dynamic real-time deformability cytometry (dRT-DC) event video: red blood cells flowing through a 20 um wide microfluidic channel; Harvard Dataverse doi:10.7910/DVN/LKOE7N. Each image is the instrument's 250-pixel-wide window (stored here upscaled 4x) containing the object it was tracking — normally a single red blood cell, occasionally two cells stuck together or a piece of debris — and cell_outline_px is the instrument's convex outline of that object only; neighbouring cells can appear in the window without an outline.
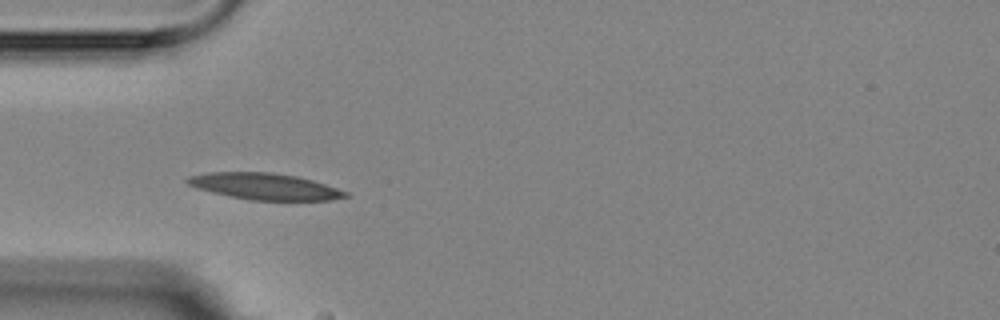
{"species": "Egyptian fruit bat (a non-hibernating species)", "species_latin": "Rousettus aegyptiacus", "temperature_condition": "room temperature", "stored_images_in_passage": 5, "camera_frame_rate_fps": 3000, "um_per_image_px": 0.085, "animal": {"sex": "female"}, "frame": {"image": 1, "passage_image": 3, "time_ms": 4.0, "image_size_px": [1000, 320], "cell_outline_px": [[348, 196], [332, 200], [248, 200], [212, 192], [196, 188], [188, 184], [184, 180], [188, 176], [208, 172], [272, 172], [296, 176], [312, 180], [348, 192]], "centroid_in_image_um": [22.46, 15.84], "position_along_channel_um": 62.5, "area_um2": 24.28}}